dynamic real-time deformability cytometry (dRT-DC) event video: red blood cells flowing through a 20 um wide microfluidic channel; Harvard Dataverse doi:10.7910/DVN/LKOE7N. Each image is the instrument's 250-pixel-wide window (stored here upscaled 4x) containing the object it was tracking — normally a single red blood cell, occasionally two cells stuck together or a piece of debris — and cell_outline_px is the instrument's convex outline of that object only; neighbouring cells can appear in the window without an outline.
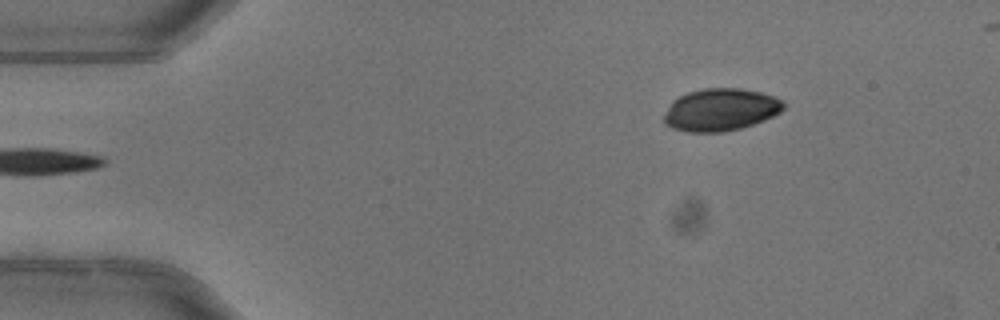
{"species": "common noctule bat (a hibernating species)", "species_latin": "Nyctalus noctula", "temperature_condition": "warm", "stored_images_in_passage": 3, "camera_frame_rate_fps": 3000, "um_per_image_px": 0.085, "animal": {"sex": "female"}, "frame": {"image": 1, "passage_image": 3, "time_ms": 0.667, "image_size_px": [1000, 320], "cell_outline_px": [[784, 108], [780, 112], [764, 120], [740, 128], [724, 132], [688, 132], [672, 128], [664, 124], [664, 116], [672, 100], [688, 92], [704, 88], [740, 88], [760, 92], [772, 96], [780, 100], [784, 104]], "centroid_in_image_um": [61.22, 9.33], "position_along_channel_um": 23.8, "area_um2": 29.36}}